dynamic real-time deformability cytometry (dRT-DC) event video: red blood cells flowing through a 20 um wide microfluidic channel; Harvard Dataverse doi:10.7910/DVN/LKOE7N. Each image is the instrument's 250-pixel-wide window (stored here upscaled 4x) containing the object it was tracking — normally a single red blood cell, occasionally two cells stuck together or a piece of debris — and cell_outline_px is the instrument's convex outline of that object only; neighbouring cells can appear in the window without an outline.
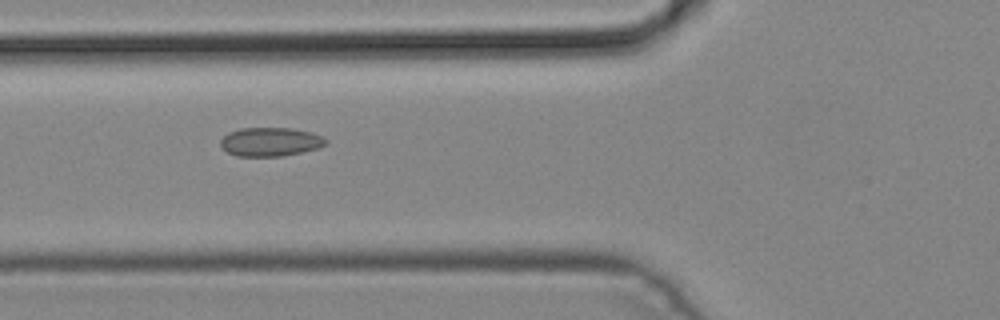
{"species": "common noctule bat (a hibernating species)", "species_latin": "Nyctalus noctula", "temperature_condition": "cold", "stored_images_in_passage": 5, "camera_frame_rate_fps": 3000, "um_per_image_px": 0.085, "animal": {"sex": "male", "body_mass_g": 19.2, "forearm_length_mm": 51.8}, "frame": {"image": 1, "passage_image": 4, "time_ms": 1.0, "image_size_px": [1000, 320], "cell_outline_px": [[328, 140], [324, 144], [316, 148], [284, 156], [236, 156], [220, 148], [220, 140], [228, 132], [240, 128], [292, 128], [312, 132]], "centroid_in_image_um": [22.92, 12.05], "position_along_channel_um": 102.9, "area_um2": 17.63}}
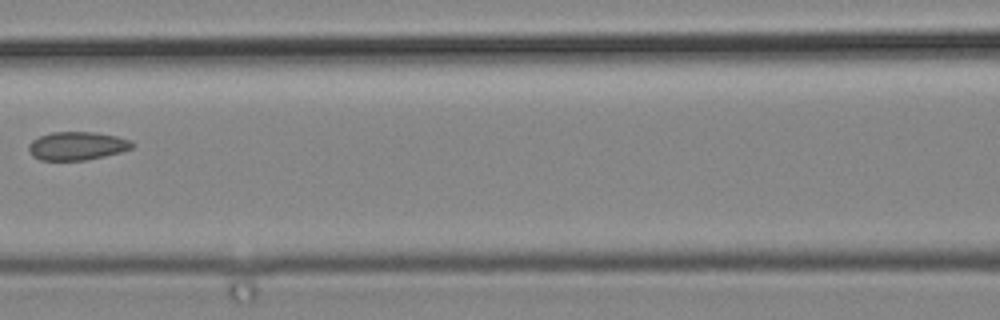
{"frame": {"image": 2, "passage_image": 5, "time_ms": 1.333, "image_size_px": [1000, 320], "cell_outline_px": [[132, 148], [120, 152], [88, 160], [40, 160], [32, 156], [28, 148], [28, 144], [32, 140], [40, 136], [52, 132], [92, 132], [116, 136], [132, 140]], "centroid_in_image_um": [6.52, 12.4], "position_along_channel_um": 160.1, "area_um2": 17.05}}